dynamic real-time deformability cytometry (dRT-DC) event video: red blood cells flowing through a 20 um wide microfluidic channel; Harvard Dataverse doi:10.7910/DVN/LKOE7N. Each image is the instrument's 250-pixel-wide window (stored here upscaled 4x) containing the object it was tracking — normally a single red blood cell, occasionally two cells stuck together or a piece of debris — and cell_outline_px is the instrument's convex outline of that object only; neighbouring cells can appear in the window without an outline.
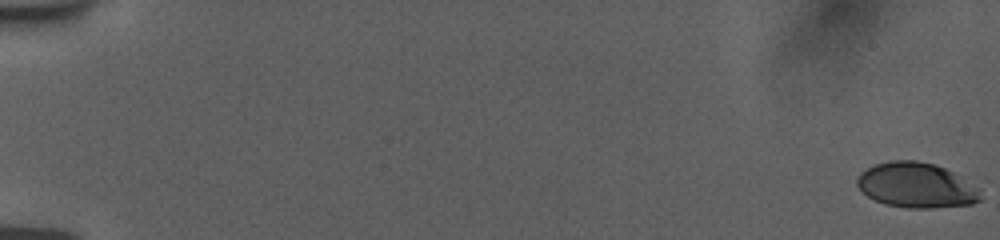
{"species": "human", "species_latin": "Homo sapiens", "temperature_condition": "room temperature", "stored_images_in_passage": 57, "camera_frame_rate_fps": 3000, "um_per_image_px": 0.085, "donor": {"sex": "female"}, "frame": {"image": 1, "passage_image": 1, "time_ms": 0.0, "image_size_px": [1000, 240], "cell_outline_px": [[980, 200], [972, 204], [932, 208], [908, 208], [884, 204], [868, 196], [856, 184], [856, 180], [860, 172], [876, 164], [888, 160], [916, 160], [936, 164], [952, 172], [980, 188]], "centroid_in_image_um": [77.89, 15.74], "position_along_channel_um": 7.1, "area_um2": 32.43}}
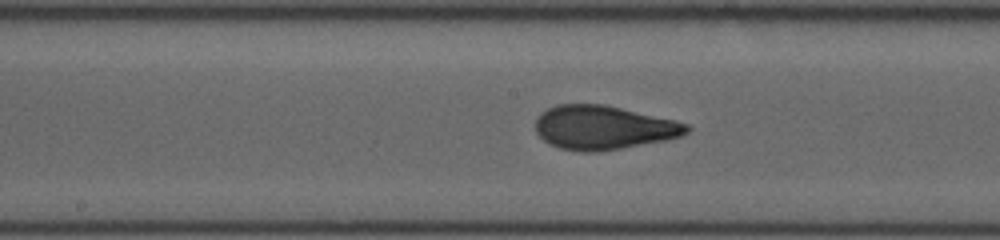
{"frame": {"image": 2, "passage_image": 32, "time_ms": 10.333, "image_size_px": [1000, 240], "cell_outline_px": [[692, 128], [688, 132], [680, 136], [664, 140], [600, 152], [580, 152], [560, 148], [548, 144], [536, 132], [536, 120], [540, 112], [556, 104], [604, 104], [676, 120], [688, 124]], "centroid_in_image_um": [51.28, 10.84], "position_along_channel_um": 196.9, "area_um2": 38.84}}
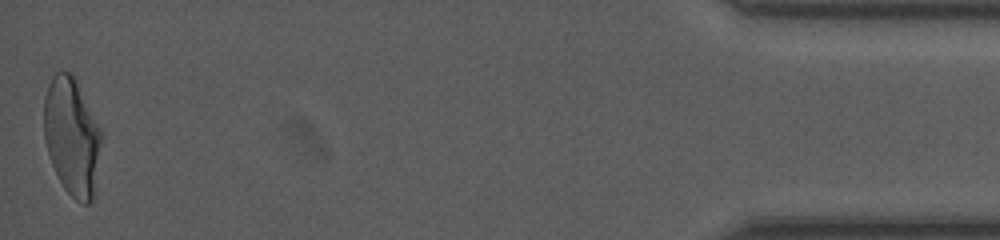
{"frame": {"image": 3, "passage_image": 57, "time_ms": 18.667, "image_size_px": [1000, 240], "cell_outline_px": [[100, 144], [92, 200], [88, 204], [84, 204], [76, 200], [64, 188], [52, 164], [48, 152], [44, 136], [44, 96], [48, 84], [52, 76], [56, 72], [72, 72], [100, 128]], "centroid_in_image_um": [6.07, 11.56], "position_along_channel_um": 429.1, "area_um2": 38.55}, "authors_computed_cell_mechanics": {"area_um2": 37.4544, "velocity_mm_per_s": 3.7552, "shape_relaxation_time_tau1_ms": 6.3779, "shape_relaxation_time_tau2_ms": 0.7585, "deformation_change_tau1": 0.2338, "deformation_change_tau2": 0.0665}}